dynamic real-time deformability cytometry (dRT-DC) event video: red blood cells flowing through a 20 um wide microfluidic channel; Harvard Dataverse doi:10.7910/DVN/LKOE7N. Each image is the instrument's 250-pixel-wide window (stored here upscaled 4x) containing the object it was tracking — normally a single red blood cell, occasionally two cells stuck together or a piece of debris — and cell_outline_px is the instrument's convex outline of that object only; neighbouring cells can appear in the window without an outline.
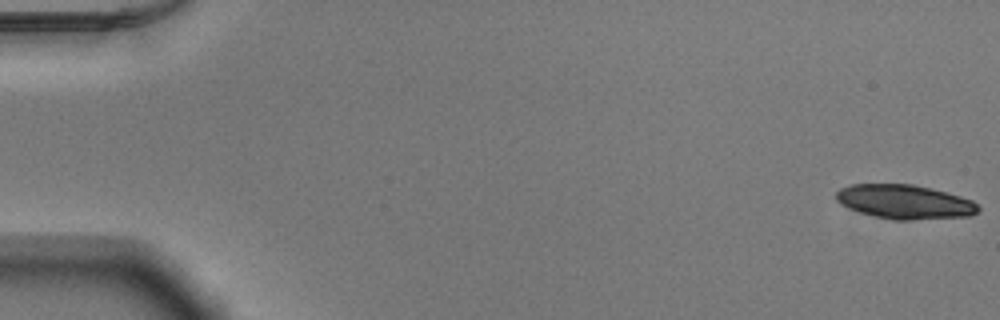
{"species": "Egyptian fruit bat (a non-hibernating species)", "species_latin": "Rousettus aegyptiacus", "temperature_condition": "warm", "stored_images_in_passage": 41, "camera_frame_rate_fps": 3000, "um_per_image_px": 0.085, "animal": {"sex": "male"}, "frame": {"image": 1, "passage_image": 1, "time_ms": 0.0, "image_size_px": [1000, 320], "cell_outline_px": [[980, 208], [976, 212], [968, 216], [912, 220], [892, 220], [860, 212], [840, 204], [836, 200], [836, 192], [840, 188], [852, 184], [912, 184], [960, 196], [972, 200]], "centroid_in_image_um": [76.87, 17.16], "position_along_channel_um": 8.1, "area_um2": 28.03}}
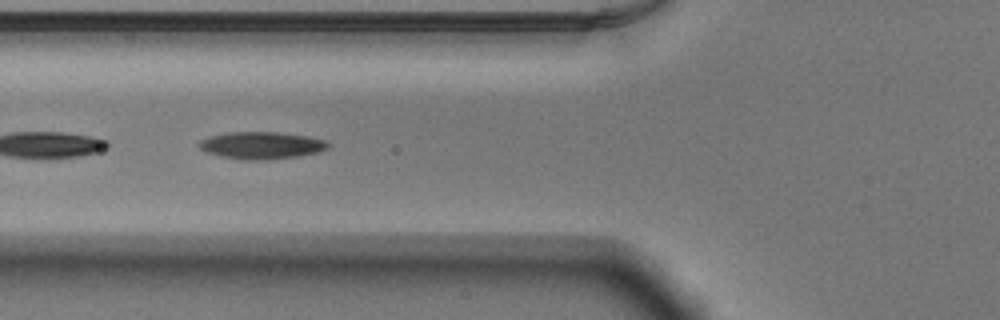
{"frame": {"image": 2, "passage_image": 21, "time_ms": 6.667, "image_size_px": [1000, 320], "cell_outline_px": [[332, 144], [328, 148], [316, 152], [296, 156], [268, 160], [248, 160], [220, 156], [208, 152], [200, 148], [196, 144], [200, 140], [208, 136], [228, 132], [280, 132], [308, 136], [328, 140]], "centroid_in_image_um": [22.24, 12.34], "position_along_channel_um": 103.6, "area_um2": 20.58}}
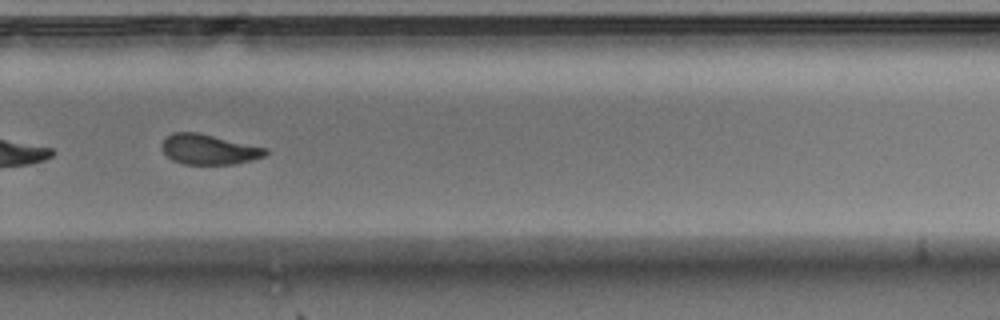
{"frame": {"image": 3, "passage_image": 37, "time_ms": 12.0, "image_size_px": [1000, 320], "cell_outline_px": [[268, 152], [264, 156], [252, 160], [236, 164], [184, 164], [172, 160], [160, 148], [160, 144], [172, 132], [200, 132], [268, 148]], "centroid_in_image_um": [17.76, 12.69], "position_along_channel_um": 312.0, "area_um2": 18.44}}